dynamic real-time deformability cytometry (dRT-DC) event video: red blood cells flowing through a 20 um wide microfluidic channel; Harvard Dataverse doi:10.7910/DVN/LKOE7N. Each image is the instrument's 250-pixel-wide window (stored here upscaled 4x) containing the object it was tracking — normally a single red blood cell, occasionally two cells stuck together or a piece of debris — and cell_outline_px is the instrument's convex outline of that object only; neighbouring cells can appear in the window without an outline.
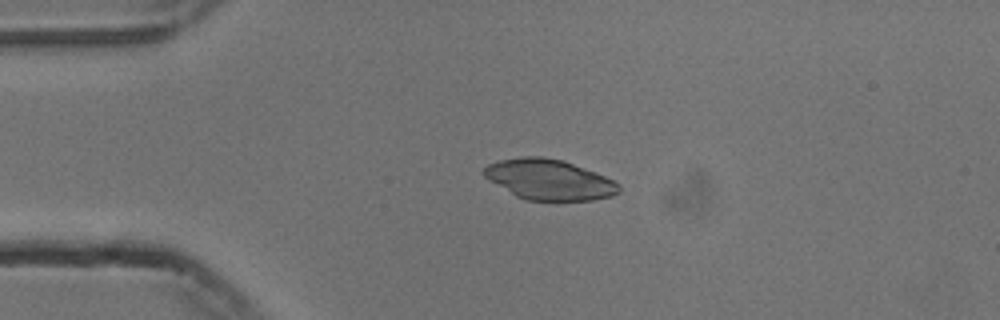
{"species": "common noctule bat (a hibernating species)", "species_latin": "Nyctalus noctula", "temperature_condition": "cold", "stored_images_in_passage": 37, "camera_frame_rate_fps": 3000, "um_per_image_px": 0.085, "animal": {"sex": "male", "body_mass_g": 13.3}, "frame": {"image": 1, "passage_image": 1, "time_ms": 0.0, "image_size_px": [1000, 320], "cell_outline_px": [[620, 192], [612, 196], [592, 200], [528, 200], [516, 196], [488, 180], [480, 172], [488, 164], [500, 160], [520, 156], [540, 156], [564, 160], [596, 172], [620, 184]], "centroid_in_image_um": [46.66, 15.25], "position_along_channel_um": 38.3, "area_um2": 31.91}}
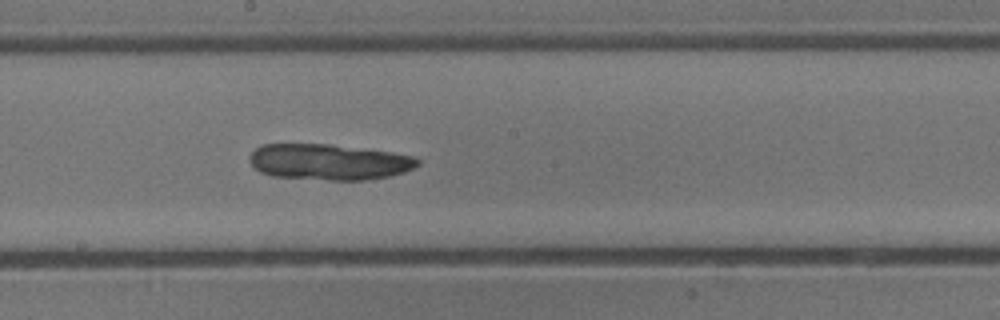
{"frame": {"image": 2, "passage_image": 18, "time_ms": 5.667, "image_size_px": [1000, 320], "cell_outline_px": [[420, 164], [404, 172], [388, 176], [364, 180], [328, 180], [272, 176], [260, 172], [252, 164], [248, 156], [260, 144], [328, 144], [392, 152], [416, 156], [420, 160]], "centroid_in_image_um": [27.96, 13.76], "position_along_channel_um": 220.2, "area_um2": 35.2}}
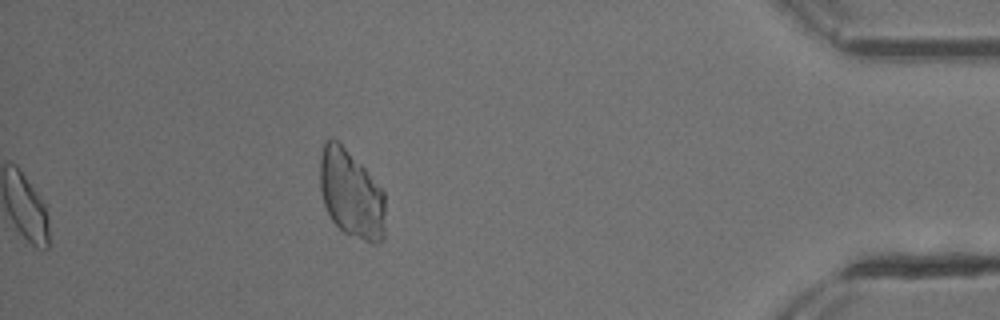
{"frame": {"image": 3, "passage_image": 37, "time_ms": 12.0, "image_size_px": [1000, 320], "cell_outline_px": [[384, 240], [376, 244], [372, 244], [344, 232], [332, 220], [324, 204], [320, 192], [320, 156], [324, 140], [328, 136], [332, 136], [364, 168], [384, 192]], "centroid_in_image_um": [29.83, 16.49], "position_along_channel_um": 405.4, "area_um2": 33.41}}